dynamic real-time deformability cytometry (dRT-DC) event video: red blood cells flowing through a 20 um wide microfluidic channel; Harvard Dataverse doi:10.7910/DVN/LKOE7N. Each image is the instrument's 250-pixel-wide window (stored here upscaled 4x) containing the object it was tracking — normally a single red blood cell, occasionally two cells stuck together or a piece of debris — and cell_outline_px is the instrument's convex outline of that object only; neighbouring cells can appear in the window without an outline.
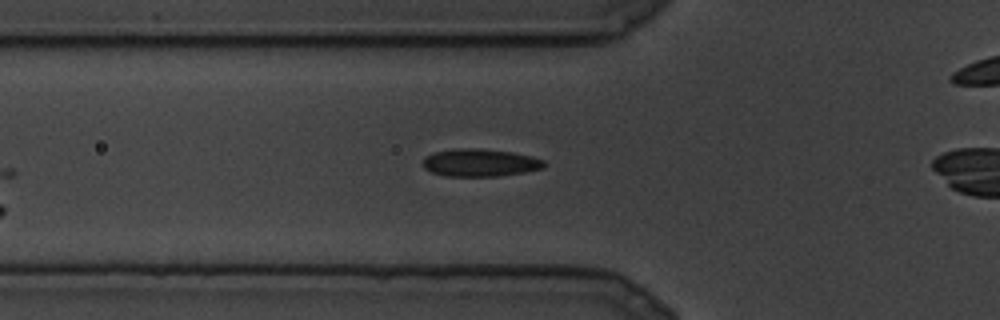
{"species": "common noctule bat (a hibernating species)", "species_latin": "Nyctalus noctula", "temperature_condition": "cold", "stored_images_in_passage": 13, "camera_frame_rate_fps": 3000, "um_per_image_px": 0.085, "animal": {"sex": "male", "body_mass_g": 19.5, "forearm_length_mm": 54.6}, "frame": {"image": 1, "passage_image": 13, "time_ms": 4.0, "image_size_px": [1000, 320], "cell_outline_px": [[544, 168], [524, 172], [496, 176], [444, 176], [432, 172], [424, 168], [424, 156], [432, 152], [456, 148], [480, 148], [512, 152], [532, 156], [544, 160]], "centroid_in_image_um": [40.78, 13.82], "position_along_channel_um": 85.0, "area_um2": 19.59}}